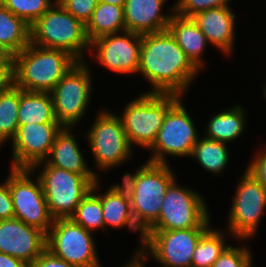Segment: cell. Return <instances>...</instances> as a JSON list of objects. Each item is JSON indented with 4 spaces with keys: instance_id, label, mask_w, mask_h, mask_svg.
I'll return each mask as SVG.
<instances>
[{
    "instance_id": "cell-1",
    "label": "cell",
    "mask_w": 266,
    "mask_h": 267,
    "mask_svg": "<svg viewBox=\"0 0 266 267\" xmlns=\"http://www.w3.org/2000/svg\"><path fill=\"white\" fill-rule=\"evenodd\" d=\"M151 86L146 93L186 95L201 73L168 30L142 35L137 72ZM198 74V75H197Z\"/></svg>"
},
{
    "instance_id": "cell-2",
    "label": "cell",
    "mask_w": 266,
    "mask_h": 267,
    "mask_svg": "<svg viewBox=\"0 0 266 267\" xmlns=\"http://www.w3.org/2000/svg\"><path fill=\"white\" fill-rule=\"evenodd\" d=\"M77 62L66 51L30 43L14 55L15 86L29 92H51Z\"/></svg>"
},
{
    "instance_id": "cell-3",
    "label": "cell",
    "mask_w": 266,
    "mask_h": 267,
    "mask_svg": "<svg viewBox=\"0 0 266 267\" xmlns=\"http://www.w3.org/2000/svg\"><path fill=\"white\" fill-rule=\"evenodd\" d=\"M31 43L43 48L68 52L77 61H86L90 40L86 25L55 2L31 25Z\"/></svg>"
},
{
    "instance_id": "cell-4",
    "label": "cell",
    "mask_w": 266,
    "mask_h": 267,
    "mask_svg": "<svg viewBox=\"0 0 266 267\" xmlns=\"http://www.w3.org/2000/svg\"><path fill=\"white\" fill-rule=\"evenodd\" d=\"M176 94L146 93L130 100L123 107L121 118L131 146L149 149L156 140L167 111L180 99Z\"/></svg>"
},
{
    "instance_id": "cell-5",
    "label": "cell",
    "mask_w": 266,
    "mask_h": 267,
    "mask_svg": "<svg viewBox=\"0 0 266 267\" xmlns=\"http://www.w3.org/2000/svg\"><path fill=\"white\" fill-rule=\"evenodd\" d=\"M84 134L94 160L96 175L128 162L134 155L121 118L110 109H99Z\"/></svg>"
},
{
    "instance_id": "cell-6",
    "label": "cell",
    "mask_w": 266,
    "mask_h": 267,
    "mask_svg": "<svg viewBox=\"0 0 266 267\" xmlns=\"http://www.w3.org/2000/svg\"><path fill=\"white\" fill-rule=\"evenodd\" d=\"M31 169L34 173L41 169L36 174L53 219L70 218L81 200L91 191L93 184L99 180L50 166L46 161L35 164Z\"/></svg>"
},
{
    "instance_id": "cell-7",
    "label": "cell",
    "mask_w": 266,
    "mask_h": 267,
    "mask_svg": "<svg viewBox=\"0 0 266 267\" xmlns=\"http://www.w3.org/2000/svg\"><path fill=\"white\" fill-rule=\"evenodd\" d=\"M177 182L176 178L168 187L159 218L147 231L210 228L212 226L210 208L203 195Z\"/></svg>"
},
{
    "instance_id": "cell-8",
    "label": "cell",
    "mask_w": 266,
    "mask_h": 267,
    "mask_svg": "<svg viewBox=\"0 0 266 267\" xmlns=\"http://www.w3.org/2000/svg\"><path fill=\"white\" fill-rule=\"evenodd\" d=\"M89 67L87 61H78L50 92L55 118L63 127L74 128L88 111L94 78Z\"/></svg>"
},
{
    "instance_id": "cell-9",
    "label": "cell",
    "mask_w": 266,
    "mask_h": 267,
    "mask_svg": "<svg viewBox=\"0 0 266 267\" xmlns=\"http://www.w3.org/2000/svg\"><path fill=\"white\" fill-rule=\"evenodd\" d=\"M169 164L148 162L137 177L130 203L133 218L144 233L158 220L166 191L177 177Z\"/></svg>"
},
{
    "instance_id": "cell-10",
    "label": "cell",
    "mask_w": 266,
    "mask_h": 267,
    "mask_svg": "<svg viewBox=\"0 0 266 267\" xmlns=\"http://www.w3.org/2000/svg\"><path fill=\"white\" fill-rule=\"evenodd\" d=\"M243 172L231 200L228 227L224 229L242 243L256 237L266 210L265 188L246 169Z\"/></svg>"
},
{
    "instance_id": "cell-11",
    "label": "cell",
    "mask_w": 266,
    "mask_h": 267,
    "mask_svg": "<svg viewBox=\"0 0 266 267\" xmlns=\"http://www.w3.org/2000/svg\"><path fill=\"white\" fill-rule=\"evenodd\" d=\"M179 99L166 113L153 145L149 162L167 164V157H190L200 134L185 104ZM168 161V162H167Z\"/></svg>"
},
{
    "instance_id": "cell-12",
    "label": "cell",
    "mask_w": 266,
    "mask_h": 267,
    "mask_svg": "<svg viewBox=\"0 0 266 267\" xmlns=\"http://www.w3.org/2000/svg\"><path fill=\"white\" fill-rule=\"evenodd\" d=\"M94 234L71 218L54 219L47 233L46 249L76 267H102Z\"/></svg>"
},
{
    "instance_id": "cell-13",
    "label": "cell",
    "mask_w": 266,
    "mask_h": 267,
    "mask_svg": "<svg viewBox=\"0 0 266 267\" xmlns=\"http://www.w3.org/2000/svg\"><path fill=\"white\" fill-rule=\"evenodd\" d=\"M9 171L7 182L13 198L14 218L47 234L54 219L48 211L38 176L29 168H10Z\"/></svg>"
},
{
    "instance_id": "cell-14",
    "label": "cell",
    "mask_w": 266,
    "mask_h": 267,
    "mask_svg": "<svg viewBox=\"0 0 266 267\" xmlns=\"http://www.w3.org/2000/svg\"><path fill=\"white\" fill-rule=\"evenodd\" d=\"M208 229L146 231L140 252L161 267H191L196 245Z\"/></svg>"
},
{
    "instance_id": "cell-15",
    "label": "cell",
    "mask_w": 266,
    "mask_h": 267,
    "mask_svg": "<svg viewBox=\"0 0 266 267\" xmlns=\"http://www.w3.org/2000/svg\"><path fill=\"white\" fill-rule=\"evenodd\" d=\"M142 35L124 31L99 37L90 43L89 54L106 70L136 75L140 64Z\"/></svg>"
},
{
    "instance_id": "cell-16",
    "label": "cell",
    "mask_w": 266,
    "mask_h": 267,
    "mask_svg": "<svg viewBox=\"0 0 266 267\" xmlns=\"http://www.w3.org/2000/svg\"><path fill=\"white\" fill-rule=\"evenodd\" d=\"M60 123H30L19 125L11 140V168H29L45 161L50 154Z\"/></svg>"
},
{
    "instance_id": "cell-17",
    "label": "cell",
    "mask_w": 266,
    "mask_h": 267,
    "mask_svg": "<svg viewBox=\"0 0 266 267\" xmlns=\"http://www.w3.org/2000/svg\"><path fill=\"white\" fill-rule=\"evenodd\" d=\"M47 234L17 218L0 220V252L31 265L46 249Z\"/></svg>"
},
{
    "instance_id": "cell-18",
    "label": "cell",
    "mask_w": 266,
    "mask_h": 267,
    "mask_svg": "<svg viewBox=\"0 0 266 267\" xmlns=\"http://www.w3.org/2000/svg\"><path fill=\"white\" fill-rule=\"evenodd\" d=\"M232 6L217 7L196 13L191 18L207 38L224 56L233 54L237 36V16Z\"/></svg>"
},
{
    "instance_id": "cell-19",
    "label": "cell",
    "mask_w": 266,
    "mask_h": 267,
    "mask_svg": "<svg viewBox=\"0 0 266 267\" xmlns=\"http://www.w3.org/2000/svg\"><path fill=\"white\" fill-rule=\"evenodd\" d=\"M167 0H126L124 5V20L126 31L139 35L166 31L172 16L174 4L169 14L164 13Z\"/></svg>"
},
{
    "instance_id": "cell-20",
    "label": "cell",
    "mask_w": 266,
    "mask_h": 267,
    "mask_svg": "<svg viewBox=\"0 0 266 267\" xmlns=\"http://www.w3.org/2000/svg\"><path fill=\"white\" fill-rule=\"evenodd\" d=\"M73 127H63L56 135L49 157L45 160L50 166L84 175L86 178H98L93 168H89Z\"/></svg>"
},
{
    "instance_id": "cell-21",
    "label": "cell",
    "mask_w": 266,
    "mask_h": 267,
    "mask_svg": "<svg viewBox=\"0 0 266 267\" xmlns=\"http://www.w3.org/2000/svg\"><path fill=\"white\" fill-rule=\"evenodd\" d=\"M167 30L175 38L191 63L201 72L206 67L202 56L209 42L192 18H185L174 13Z\"/></svg>"
},
{
    "instance_id": "cell-22",
    "label": "cell",
    "mask_w": 266,
    "mask_h": 267,
    "mask_svg": "<svg viewBox=\"0 0 266 267\" xmlns=\"http://www.w3.org/2000/svg\"><path fill=\"white\" fill-rule=\"evenodd\" d=\"M101 180L93 184L92 190L100 197L102 214L104 217L105 231L107 228L122 229L129 228L130 231L137 232L140 236L141 245L135 250L140 251L144 243V232L137 226L131 211V203L124 200L119 194L107 188L104 193H99Z\"/></svg>"
},
{
    "instance_id": "cell-23",
    "label": "cell",
    "mask_w": 266,
    "mask_h": 267,
    "mask_svg": "<svg viewBox=\"0 0 266 267\" xmlns=\"http://www.w3.org/2000/svg\"><path fill=\"white\" fill-rule=\"evenodd\" d=\"M231 106L209 117L203 134L206 138L229 144L246 132L247 111L242 104Z\"/></svg>"
},
{
    "instance_id": "cell-24",
    "label": "cell",
    "mask_w": 266,
    "mask_h": 267,
    "mask_svg": "<svg viewBox=\"0 0 266 267\" xmlns=\"http://www.w3.org/2000/svg\"><path fill=\"white\" fill-rule=\"evenodd\" d=\"M59 123L54 115L50 92H29L20 88L18 124Z\"/></svg>"
},
{
    "instance_id": "cell-25",
    "label": "cell",
    "mask_w": 266,
    "mask_h": 267,
    "mask_svg": "<svg viewBox=\"0 0 266 267\" xmlns=\"http://www.w3.org/2000/svg\"><path fill=\"white\" fill-rule=\"evenodd\" d=\"M124 31H126L124 6L99 1L86 24V32L90 42L105 35Z\"/></svg>"
},
{
    "instance_id": "cell-26",
    "label": "cell",
    "mask_w": 266,
    "mask_h": 267,
    "mask_svg": "<svg viewBox=\"0 0 266 267\" xmlns=\"http://www.w3.org/2000/svg\"><path fill=\"white\" fill-rule=\"evenodd\" d=\"M31 43V26L0 2V45L13 56Z\"/></svg>"
},
{
    "instance_id": "cell-27",
    "label": "cell",
    "mask_w": 266,
    "mask_h": 267,
    "mask_svg": "<svg viewBox=\"0 0 266 267\" xmlns=\"http://www.w3.org/2000/svg\"><path fill=\"white\" fill-rule=\"evenodd\" d=\"M228 143L206 138H199L193 147L190 158L195 159L200 167L210 174H223L230 160Z\"/></svg>"
},
{
    "instance_id": "cell-28",
    "label": "cell",
    "mask_w": 266,
    "mask_h": 267,
    "mask_svg": "<svg viewBox=\"0 0 266 267\" xmlns=\"http://www.w3.org/2000/svg\"><path fill=\"white\" fill-rule=\"evenodd\" d=\"M227 233V234H226ZM228 235V236H227ZM228 237L233 236L227 231L212 228L200 237L193 253L191 267H212L223 251L229 246Z\"/></svg>"
},
{
    "instance_id": "cell-29",
    "label": "cell",
    "mask_w": 266,
    "mask_h": 267,
    "mask_svg": "<svg viewBox=\"0 0 266 267\" xmlns=\"http://www.w3.org/2000/svg\"><path fill=\"white\" fill-rule=\"evenodd\" d=\"M20 88L15 85L9 90L0 92V144L11 142L18 124ZM8 140V141H7Z\"/></svg>"
},
{
    "instance_id": "cell-30",
    "label": "cell",
    "mask_w": 266,
    "mask_h": 267,
    "mask_svg": "<svg viewBox=\"0 0 266 267\" xmlns=\"http://www.w3.org/2000/svg\"><path fill=\"white\" fill-rule=\"evenodd\" d=\"M70 218L90 232L95 233L100 229L105 231L101 199L92 189L81 200Z\"/></svg>"
},
{
    "instance_id": "cell-31",
    "label": "cell",
    "mask_w": 266,
    "mask_h": 267,
    "mask_svg": "<svg viewBox=\"0 0 266 267\" xmlns=\"http://www.w3.org/2000/svg\"><path fill=\"white\" fill-rule=\"evenodd\" d=\"M15 16L30 26L34 24L56 1L55 0H0Z\"/></svg>"
},
{
    "instance_id": "cell-32",
    "label": "cell",
    "mask_w": 266,
    "mask_h": 267,
    "mask_svg": "<svg viewBox=\"0 0 266 267\" xmlns=\"http://www.w3.org/2000/svg\"><path fill=\"white\" fill-rule=\"evenodd\" d=\"M249 247L244 244L238 247L230 243L212 267H251L254 257Z\"/></svg>"
},
{
    "instance_id": "cell-33",
    "label": "cell",
    "mask_w": 266,
    "mask_h": 267,
    "mask_svg": "<svg viewBox=\"0 0 266 267\" xmlns=\"http://www.w3.org/2000/svg\"><path fill=\"white\" fill-rule=\"evenodd\" d=\"M232 0H177L174 3V13L178 16L191 18L196 13L217 8L231 6Z\"/></svg>"
},
{
    "instance_id": "cell-34",
    "label": "cell",
    "mask_w": 266,
    "mask_h": 267,
    "mask_svg": "<svg viewBox=\"0 0 266 267\" xmlns=\"http://www.w3.org/2000/svg\"><path fill=\"white\" fill-rule=\"evenodd\" d=\"M58 2L70 14L86 25L90 20L99 0H60Z\"/></svg>"
},
{
    "instance_id": "cell-35",
    "label": "cell",
    "mask_w": 266,
    "mask_h": 267,
    "mask_svg": "<svg viewBox=\"0 0 266 267\" xmlns=\"http://www.w3.org/2000/svg\"><path fill=\"white\" fill-rule=\"evenodd\" d=\"M259 151L255 150V155L245 169L265 188L266 190V144L261 146Z\"/></svg>"
},
{
    "instance_id": "cell-36",
    "label": "cell",
    "mask_w": 266,
    "mask_h": 267,
    "mask_svg": "<svg viewBox=\"0 0 266 267\" xmlns=\"http://www.w3.org/2000/svg\"><path fill=\"white\" fill-rule=\"evenodd\" d=\"M147 160L140 168L135 169L136 172L134 173H125L122 176V182L121 183H115L112 184L109 188L119 194L124 200H127L129 202L133 199L134 189L136 185L137 177L141 171V169L148 163Z\"/></svg>"
},
{
    "instance_id": "cell-37",
    "label": "cell",
    "mask_w": 266,
    "mask_h": 267,
    "mask_svg": "<svg viewBox=\"0 0 266 267\" xmlns=\"http://www.w3.org/2000/svg\"><path fill=\"white\" fill-rule=\"evenodd\" d=\"M13 217V198L6 178V180L0 184V220L10 219Z\"/></svg>"
},
{
    "instance_id": "cell-38",
    "label": "cell",
    "mask_w": 266,
    "mask_h": 267,
    "mask_svg": "<svg viewBox=\"0 0 266 267\" xmlns=\"http://www.w3.org/2000/svg\"><path fill=\"white\" fill-rule=\"evenodd\" d=\"M30 267H76L53 255L45 249L41 255L30 265Z\"/></svg>"
},
{
    "instance_id": "cell-39",
    "label": "cell",
    "mask_w": 266,
    "mask_h": 267,
    "mask_svg": "<svg viewBox=\"0 0 266 267\" xmlns=\"http://www.w3.org/2000/svg\"><path fill=\"white\" fill-rule=\"evenodd\" d=\"M15 85L14 63H0V92Z\"/></svg>"
},
{
    "instance_id": "cell-40",
    "label": "cell",
    "mask_w": 266,
    "mask_h": 267,
    "mask_svg": "<svg viewBox=\"0 0 266 267\" xmlns=\"http://www.w3.org/2000/svg\"><path fill=\"white\" fill-rule=\"evenodd\" d=\"M0 267H30L25 262L16 257L0 252Z\"/></svg>"
},
{
    "instance_id": "cell-41",
    "label": "cell",
    "mask_w": 266,
    "mask_h": 267,
    "mask_svg": "<svg viewBox=\"0 0 266 267\" xmlns=\"http://www.w3.org/2000/svg\"><path fill=\"white\" fill-rule=\"evenodd\" d=\"M148 258L145 257L140 251H135L127 263L122 267H145ZM146 263V264H145Z\"/></svg>"
},
{
    "instance_id": "cell-42",
    "label": "cell",
    "mask_w": 266,
    "mask_h": 267,
    "mask_svg": "<svg viewBox=\"0 0 266 267\" xmlns=\"http://www.w3.org/2000/svg\"><path fill=\"white\" fill-rule=\"evenodd\" d=\"M0 63H14V56L0 45Z\"/></svg>"
},
{
    "instance_id": "cell-43",
    "label": "cell",
    "mask_w": 266,
    "mask_h": 267,
    "mask_svg": "<svg viewBox=\"0 0 266 267\" xmlns=\"http://www.w3.org/2000/svg\"><path fill=\"white\" fill-rule=\"evenodd\" d=\"M100 2H105L117 6H124L126 0H99Z\"/></svg>"
},
{
    "instance_id": "cell-44",
    "label": "cell",
    "mask_w": 266,
    "mask_h": 267,
    "mask_svg": "<svg viewBox=\"0 0 266 267\" xmlns=\"http://www.w3.org/2000/svg\"><path fill=\"white\" fill-rule=\"evenodd\" d=\"M263 87V97L265 98V101H266V82L264 83V85L262 86Z\"/></svg>"
}]
</instances>
